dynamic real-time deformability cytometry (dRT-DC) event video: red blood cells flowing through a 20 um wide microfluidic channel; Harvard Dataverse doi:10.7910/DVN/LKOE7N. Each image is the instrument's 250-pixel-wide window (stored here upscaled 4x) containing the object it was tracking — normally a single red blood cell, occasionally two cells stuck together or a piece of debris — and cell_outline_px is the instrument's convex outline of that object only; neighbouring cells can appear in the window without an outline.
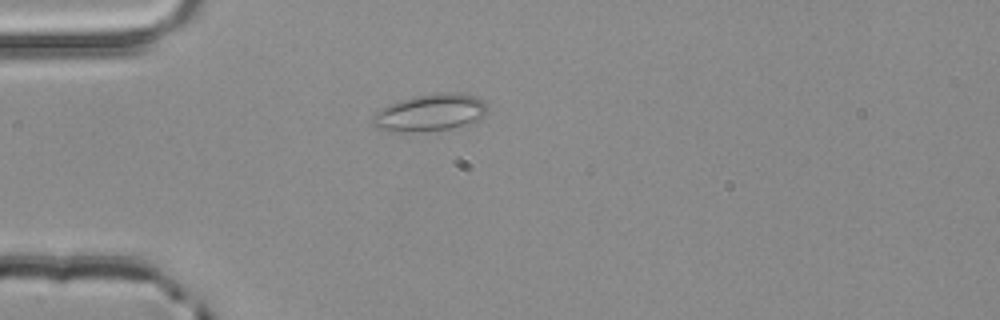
{"species": "common noctule bat (a hibernating species)", "species_latin": "Nyctalus noctula", "temperature_condition": "room temperature", "stored_images_in_passage": 4, "camera_frame_rate_fps": 3000, "um_per_image_px": 0.085, "animal": {"sex": "male", "body_mass_g": 20.4}, "frame": {"image": 1, "passage_image": 4, "time_ms": 1.0, "image_size_px": [1000, 320], "cell_outline_px": [[488, 108], [484, 116], [476, 120], [448, 128], [420, 132], [392, 132], [376, 128], [372, 124], [372, 116], [376, 112], [388, 104], [400, 100], [416, 96], [440, 92], [460, 92], [484, 100], [488, 104]], "centroid_in_image_um": [36.53, 9.57], "position_along_channel_um": 48.5, "area_um2": 24.8}}